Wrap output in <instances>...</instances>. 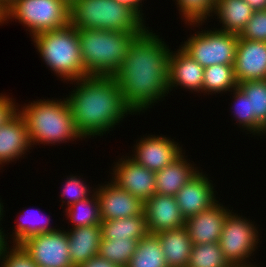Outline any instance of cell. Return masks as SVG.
<instances>
[{
	"label": "cell",
	"instance_id": "1",
	"mask_svg": "<svg viewBox=\"0 0 266 267\" xmlns=\"http://www.w3.org/2000/svg\"><path fill=\"white\" fill-rule=\"evenodd\" d=\"M153 32L148 28L134 39L113 76L135 115L145 113L170 93L168 61L172 50Z\"/></svg>",
	"mask_w": 266,
	"mask_h": 267
},
{
	"label": "cell",
	"instance_id": "2",
	"mask_svg": "<svg viewBox=\"0 0 266 267\" xmlns=\"http://www.w3.org/2000/svg\"><path fill=\"white\" fill-rule=\"evenodd\" d=\"M70 83L76 88L66 100L75 127L84 139L103 136L113 131L128 114L134 115L113 76H86Z\"/></svg>",
	"mask_w": 266,
	"mask_h": 267
},
{
	"label": "cell",
	"instance_id": "3",
	"mask_svg": "<svg viewBox=\"0 0 266 267\" xmlns=\"http://www.w3.org/2000/svg\"><path fill=\"white\" fill-rule=\"evenodd\" d=\"M29 103L21 108L17 105V111L25 121L32 147L83 139L75 127L66 98L40 99Z\"/></svg>",
	"mask_w": 266,
	"mask_h": 267
},
{
	"label": "cell",
	"instance_id": "4",
	"mask_svg": "<svg viewBox=\"0 0 266 267\" xmlns=\"http://www.w3.org/2000/svg\"><path fill=\"white\" fill-rule=\"evenodd\" d=\"M80 49L87 76H114L130 44L131 32L78 29Z\"/></svg>",
	"mask_w": 266,
	"mask_h": 267
},
{
	"label": "cell",
	"instance_id": "5",
	"mask_svg": "<svg viewBox=\"0 0 266 267\" xmlns=\"http://www.w3.org/2000/svg\"><path fill=\"white\" fill-rule=\"evenodd\" d=\"M31 39L40 58L61 81L69 83L87 76L77 28L69 24L62 29L37 34Z\"/></svg>",
	"mask_w": 266,
	"mask_h": 267
},
{
	"label": "cell",
	"instance_id": "6",
	"mask_svg": "<svg viewBox=\"0 0 266 267\" xmlns=\"http://www.w3.org/2000/svg\"><path fill=\"white\" fill-rule=\"evenodd\" d=\"M69 12L70 25L77 29L131 32L137 37L148 29L132 9L114 0H77Z\"/></svg>",
	"mask_w": 266,
	"mask_h": 267
},
{
	"label": "cell",
	"instance_id": "7",
	"mask_svg": "<svg viewBox=\"0 0 266 267\" xmlns=\"http://www.w3.org/2000/svg\"><path fill=\"white\" fill-rule=\"evenodd\" d=\"M69 11L70 8L60 0H16L7 9V19L18 20L33 38L43 32L67 27Z\"/></svg>",
	"mask_w": 266,
	"mask_h": 267
},
{
	"label": "cell",
	"instance_id": "8",
	"mask_svg": "<svg viewBox=\"0 0 266 267\" xmlns=\"http://www.w3.org/2000/svg\"><path fill=\"white\" fill-rule=\"evenodd\" d=\"M180 47L202 67L215 64L234 65L238 34L218 28L196 31Z\"/></svg>",
	"mask_w": 266,
	"mask_h": 267
},
{
	"label": "cell",
	"instance_id": "9",
	"mask_svg": "<svg viewBox=\"0 0 266 267\" xmlns=\"http://www.w3.org/2000/svg\"><path fill=\"white\" fill-rule=\"evenodd\" d=\"M257 228L253 221L232 210L227 214L219 244L225 259L232 267L253 264L249 260H252L251 256L256 253L260 242V230Z\"/></svg>",
	"mask_w": 266,
	"mask_h": 267
},
{
	"label": "cell",
	"instance_id": "10",
	"mask_svg": "<svg viewBox=\"0 0 266 267\" xmlns=\"http://www.w3.org/2000/svg\"><path fill=\"white\" fill-rule=\"evenodd\" d=\"M37 266L73 267L69 255V241L66 230L32 236L20 244Z\"/></svg>",
	"mask_w": 266,
	"mask_h": 267
},
{
	"label": "cell",
	"instance_id": "11",
	"mask_svg": "<svg viewBox=\"0 0 266 267\" xmlns=\"http://www.w3.org/2000/svg\"><path fill=\"white\" fill-rule=\"evenodd\" d=\"M124 157V158H123ZM111 179L118 187L145 202L156 193L155 172L137 163L130 156L114 162Z\"/></svg>",
	"mask_w": 266,
	"mask_h": 267
},
{
	"label": "cell",
	"instance_id": "12",
	"mask_svg": "<svg viewBox=\"0 0 266 267\" xmlns=\"http://www.w3.org/2000/svg\"><path fill=\"white\" fill-rule=\"evenodd\" d=\"M145 136V137H144ZM134 144L131 158L154 172L162 170L180 157L185 150L182 145L165 135H144ZM138 142V143H137Z\"/></svg>",
	"mask_w": 266,
	"mask_h": 267
},
{
	"label": "cell",
	"instance_id": "13",
	"mask_svg": "<svg viewBox=\"0 0 266 267\" xmlns=\"http://www.w3.org/2000/svg\"><path fill=\"white\" fill-rule=\"evenodd\" d=\"M106 183V184H105ZM95 188L99 201L101 221L141 215L144 202L118 187L112 180Z\"/></svg>",
	"mask_w": 266,
	"mask_h": 267
},
{
	"label": "cell",
	"instance_id": "14",
	"mask_svg": "<svg viewBox=\"0 0 266 267\" xmlns=\"http://www.w3.org/2000/svg\"><path fill=\"white\" fill-rule=\"evenodd\" d=\"M212 183L201 170L179 189L174 197L185 219L197 215L218 201Z\"/></svg>",
	"mask_w": 266,
	"mask_h": 267
},
{
	"label": "cell",
	"instance_id": "15",
	"mask_svg": "<svg viewBox=\"0 0 266 267\" xmlns=\"http://www.w3.org/2000/svg\"><path fill=\"white\" fill-rule=\"evenodd\" d=\"M143 212L149 234L184 227L185 218L174 196L155 193L144 202Z\"/></svg>",
	"mask_w": 266,
	"mask_h": 267
},
{
	"label": "cell",
	"instance_id": "16",
	"mask_svg": "<svg viewBox=\"0 0 266 267\" xmlns=\"http://www.w3.org/2000/svg\"><path fill=\"white\" fill-rule=\"evenodd\" d=\"M219 201L220 199L211 207L185 219L184 227L193 245L219 242L226 216L230 211L229 207Z\"/></svg>",
	"mask_w": 266,
	"mask_h": 267
},
{
	"label": "cell",
	"instance_id": "17",
	"mask_svg": "<svg viewBox=\"0 0 266 267\" xmlns=\"http://www.w3.org/2000/svg\"><path fill=\"white\" fill-rule=\"evenodd\" d=\"M204 67L198 64L180 46L171 51L168 61V91L179 87L190 92L203 93Z\"/></svg>",
	"mask_w": 266,
	"mask_h": 267
},
{
	"label": "cell",
	"instance_id": "18",
	"mask_svg": "<svg viewBox=\"0 0 266 267\" xmlns=\"http://www.w3.org/2000/svg\"><path fill=\"white\" fill-rule=\"evenodd\" d=\"M234 71L238 83L248 80H266V42L239 37Z\"/></svg>",
	"mask_w": 266,
	"mask_h": 267
},
{
	"label": "cell",
	"instance_id": "19",
	"mask_svg": "<svg viewBox=\"0 0 266 267\" xmlns=\"http://www.w3.org/2000/svg\"><path fill=\"white\" fill-rule=\"evenodd\" d=\"M31 147L25 121L17 111L0 126V167L19 160Z\"/></svg>",
	"mask_w": 266,
	"mask_h": 267
},
{
	"label": "cell",
	"instance_id": "20",
	"mask_svg": "<svg viewBox=\"0 0 266 267\" xmlns=\"http://www.w3.org/2000/svg\"><path fill=\"white\" fill-rule=\"evenodd\" d=\"M69 241V255L73 267L85 263L97 256L102 240L101 225H90L67 230Z\"/></svg>",
	"mask_w": 266,
	"mask_h": 267
},
{
	"label": "cell",
	"instance_id": "21",
	"mask_svg": "<svg viewBox=\"0 0 266 267\" xmlns=\"http://www.w3.org/2000/svg\"><path fill=\"white\" fill-rule=\"evenodd\" d=\"M194 165L196 164L187 160L184 152L174 162L156 171V193L175 196L179 189L200 171Z\"/></svg>",
	"mask_w": 266,
	"mask_h": 267
},
{
	"label": "cell",
	"instance_id": "22",
	"mask_svg": "<svg viewBox=\"0 0 266 267\" xmlns=\"http://www.w3.org/2000/svg\"><path fill=\"white\" fill-rule=\"evenodd\" d=\"M169 267H187L193 247L192 240L185 227L165 230L155 234Z\"/></svg>",
	"mask_w": 266,
	"mask_h": 267
},
{
	"label": "cell",
	"instance_id": "23",
	"mask_svg": "<svg viewBox=\"0 0 266 267\" xmlns=\"http://www.w3.org/2000/svg\"><path fill=\"white\" fill-rule=\"evenodd\" d=\"M238 87L249 98L250 134L266 135V80H248Z\"/></svg>",
	"mask_w": 266,
	"mask_h": 267
},
{
	"label": "cell",
	"instance_id": "24",
	"mask_svg": "<svg viewBox=\"0 0 266 267\" xmlns=\"http://www.w3.org/2000/svg\"><path fill=\"white\" fill-rule=\"evenodd\" d=\"M254 10L245 0H215L214 15L222 24L219 30L240 34Z\"/></svg>",
	"mask_w": 266,
	"mask_h": 267
},
{
	"label": "cell",
	"instance_id": "25",
	"mask_svg": "<svg viewBox=\"0 0 266 267\" xmlns=\"http://www.w3.org/2000/svg\"><path fill=\"white\" fill-rule=\"evenodd\" d=\"M102 239L141 240L148 234L144 212L127 218L101 221Z\"/></svg>",
	"mask_w": 266,
	"mask_h": 267
},
{
	"label": "cell",
	"instance_id": "26",
	"mask_svg": "<svg viewBox=\"0 0 266 267\" xmlns=\"http://www.w3.org/2000/svg\"><path fill=\"white\" fill-rule=\"evenodd\" d=\"M32 210V208L30 210H22L21 215H19L20 218L16 221V225L13 230L14 232L12 231V235H10L12 236V238L10 239H12L13 241L10 244L13 243L15 245H20L22 242L32 236L46 232H54L58 230V228H54L57 226H49V224L51 225L50 221H52L49 216L46 217L47 219H42L44 218L43 216L41 218L40 209H36L37 213ZM40 218L42 219L41 222L39 221Z\"/></svg>",
	"mask_w": 266,
	"mask_h": 267
},
{
	"label": "cell",
	"instance_id": "27",
	"mask_svg": "<svg viewBox=\"0 0 266 267\" xmlns=\"http://www.w3.org/2000/svg\"><path fill=\"white\" fill-rule=\"evenodd\" d=\"M127 267H169L160 240L155 234L148 233L138 241Z\"/></svg>",
	"mask_w": 266,
	"mask_h": 267
},
{
	"label": "cell",
	"instance_id": "28",
	"mask_svg": "<svg viewBox=\"0 0 266 267\" xmlns=\"http://www.w3.org/2000/svg\"><path fill=\"white\" fill-rule=\"evenodd\" d=\"M238 87L234 65L215 64L204 68L203 93L221 94Z\"/></svg>",
	"mask_w": 266,
	"mask_h": 267
},
{
	"label": "cell",
	"instance_id": "29",
	"mask_svg": "<svg viewBox=\"0 0 266 267\" xmlns=\"http://www.w3.org/2000/svg\"><path fill=\"white\" fill-rule=\"evenodd\" d=\"M65 213L69 222H72V228L100 224L101 216L96 192L93 191L89 197L66 207Z\"/></svg>",
	"mask_w": 266,
	"mask_h": 267
},
{
	"label": "cell",
	"instance_id": "30",
	"mask_svg": "<svg viewBox=\"0 0 266 267\" xmlns=\"http://www.w3.org/2000/svg\"><path fill=\"white\" fill-rule=\"evenodd\" d=\"M137 243L138 240L134 239H102L98 255L121 267H127Z\"/></svg>",
	"mask_w": 266,
	"mask_h": 267
},
{
	"label": "cell",
	"instance_id": "31",
	"mask_svg": "<svg viewBox=\"0 0 266 267\" xmlns=\"http://www.w3.org/2000/svg\"><path fill=\"white\" fill-rule=\"evenodd\" d=\"M184 23L191 27L204 25L214 16L215 0H173ZM206 20V21H205ZM203 23V24H202Z\"/></svg>",
	"mask_w": 266,
	"mask_h": 267
},
{
	"label": "cell",
	"instance_id": "32",
	"mask_svg": "<svg viewBox=\"0 0 266 267\" xmlns=\"http://www.w3.org/2000/svg\"><path fill=\"white\" fill-rule=\"evenodd\" d=\"M187 267H232L217 243L193 245Z\"/></svg>",
	"mask_w": 266,
	"mask_h": 267
},
{
	"label": "cell",
	"instance_id": "33",
	"mask_svg": "<svg viewBox=\"0 0 266 267\" xmlns=\"http://www.w3.org/2000/svg\"><path fill=\"white\" fill-rule=\"evenodd\" d=\"M76 176L71 174L70 176H66L67 180H65L62 192L60 193L62 203L64 205L67 203V207L89 197L93 193L92 191H95V188L92 189V187H89L83 178Z\"/></svg>",
	"mask_w": 266,
	"mask_h": 267
},
{
	"label": "cell",
	"instance_id": "34",
	"mask_svg": "<svg viewBox=\"0 0 266 267\" xmlns=\"http://www.w3.org/2000/svg\"><path fill=\"white\" fill-rule=\"evenodd\" d=\"M12 245L9 247L7 244L4 247L0 256V267H38L21 245Z\"/></svg>",
	"mask_w": 266,
	"mask_h": 267
},
{
	"label": "cell",
	"instance_id": "35",
	"mask_svg": "<svg viewBox=\"0 0 266 267\" xmlns=\"http://www.w3.org/2000/svg\"><path fill=\"white\" fill-rule=\"evenodd\" d=\"M238 36L251 41L266 42V9L254 11Z\"/></svg>",
	"mask_w": 266,
	"mask_h": 267
},
{
	"label": "cell",
	"instance_id": "36",
	"mask_svg": "<svg viewBox=\"0 0 266 267\" xmlns=\"http://www.w3.org/2000/svg\"><path fill=\"white\" fill-rule=\"evenodd\" d=\"M230 92L234 95L232 98L234 100L232 101L234 104L231 108L233 109V111H231L233 112L232 114H234L233 118L235 119L237 125H239V128L247 130L250 133L249 98L243 93V91L239 87L232 89Z\"/></svg>",
	"mask_w": 266,
	"mask_h": 267
},
{
	"label": "cell",
	"instance_id": "37",
	"mask_svg": "<svg viewBox=\"0 0 266 267\" xmlns=\"http://www.w3.org/2000/svg\"><path fill=\"white\" fill-rule=\"evenodd\" d=\"M13 99L0 93V126L17 112L18 103Z\"/></svg>",
	"mask_w": 266,
	"mask_h": 267
},
{
	"label": "cell",
	"instance_id": "38",
	"mask_svg": "<svg viewBox=\"0 0 266 267\" xmlns=\"http://www.w3.org/2000/svg\"><path fill=\"white\" fill-rule=\"evenodd\" d=\"M78 267H121L118 264L112 263L99 255L94 256L87 260L85 263L79 265Z\"/></svg>",
	"mask_w": 266,
	"mask_h": 267
},
{
	"label": "cell",
	"instance_id": "39",
	"mask_svg": "<svg viewBox=\"0 0 266 267\" xmlns=\"http://www.w3.org/2000/svg\"><path fill=\"white\" fill-rule=\"evenodd\" d=\"M117 3L124 5L130 9H132L144 22L145 19L143 18L144 13H142V1L144 3V0H114Z\"/></svg>",
	"mask_w": 266,
	"mask_h": 267
},
{
	"label": "cell",
	"instance_id": "40",
	"mask_svg": "<svg viewBox=\"0 0 266 267\" xmlns=\"http://www.w3.org/2000/svg\"><path fill=\"white\" fill-rule=\"evenodd\" d=\"M254 11L266 9V0H245Z\"/></svg>",
	"mask_w": 266,
	"mask_h": 267
},
{
	"label": "cell",
	"instance_id": "41",
	"mask_svg": "<svg viewBox=\"0 0 266 267\" xmlns=\"http://www.w3.org/2000/svg\"><path fill=\"white\" fill-rule=\"evenodd\" d=\"M2 224H0L1 226ZM7 234L5 235L4 230L2 227H0V256L2 255L4 247L8 244V242H12L11 240H7L8 237H6ZM6 238V239H5ZM8 241V242H7Z\"/></svg>",
	"mask_w": 266,
	"mask_h": 267
},
{
	"label": "cell",
	"instance_id": "42",
	"mask_svg": "<svg viewBox=\"0 0 266 267\" xmlns=\"http://www.w3.org/2000/svg\"><path fill=\"white\" fill-rule=\"evenodd\" d=\"M7 9L8 8L0 2V25L4 24L5 22L8 23Z\"/></svg>",
	"mask_w": 266,
	"mask_h": 267
},
{
	"label": "cell",
	"instance_id": "43",
	"mask_svg": "<svg viewBox=\"0 0 266 267\" xmlns=\"http://www.w3.org/2000/svg\"><path fill=\"white\" fill-rule=\"evenodd\" d=\"M15 1L16 0H0V2L7 8H9Z\"/></svg>",
	"mask_w": 266,
	"mask_h": 267
},
{
	"label": "cell",
	"instance_id": "44",
	"mask_svg": "<svg viewBox=\"0 0 266 267\" xmlns=\"http://www.w3.org/2000/svg\"><path fill=\"white\" fill-rule=\"evenodd\" d=\"M60 1L70 8L77 0H60Z\"/></svg>",
	"mask_w": 266,
	"mask_h": 267
},
{
	"label": "cell",
	"instance_id": "45",
	"mask_svg": "<svg viewBox=\"0 0 266 267\" xmlns=\"http://www.w3.org/2000/svg\"><path fill=\"white\" fill-rule=\"evenodd\" d=\"M3 208H4V206H3L1 199H0V224H1L2 218L5 216V214H4L5 211L3 210Z\"/></svg>",
	"mask_w": 266,
	"mask_h": 267
},
{
	"label": "cell",
	"instance_id": "46",
	"mask_svg": "<svg viewBox=\"0 0 266 267\" xmlns=\"http://www.w3.org/2000/svg\"><path fill=\"white\" fill-rule=\"evenodd\" d=\"M237 267H257V265L255 266V264L254 265H247V266H237ZM260 267V266H259Z\"/></svg>",
	"mask_w": 266,
	"mask_h": 267
}]
</instances>
